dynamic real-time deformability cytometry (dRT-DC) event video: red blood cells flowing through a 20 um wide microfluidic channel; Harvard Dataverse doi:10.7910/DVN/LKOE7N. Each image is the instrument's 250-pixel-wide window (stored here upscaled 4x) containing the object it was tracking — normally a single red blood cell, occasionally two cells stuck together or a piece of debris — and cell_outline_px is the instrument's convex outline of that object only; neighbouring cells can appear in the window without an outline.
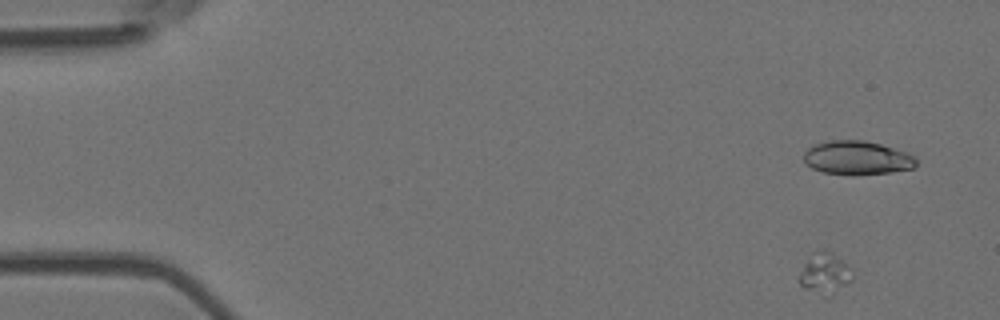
{"species": "Egyptian fruit bat (a non-hibernating species)", "species_latin": "Rousettus aegyptiacus", "temperature_condition": "room temperature", "stored_images_in_passage": 6, "camera_frame_rate_fps": 3000, "um_per_image_px": 0.085, "animal": {"sex": "female"}, "frame": {"image": 1, "passage_image": 1, "time_ms": 0.0, "image_size_px": [1000, 320], "cell_outline_px": [[852, 280], [832, 296], [804, 288], [800, 284], [800, 272], [804, 264], [808, 260], [820, 252], [828, 252], [852, 268]], "centroid_in_image_um": [70.15, 23.3], "position_along_channel_um": 14.8, "area_um2": 11.79}}
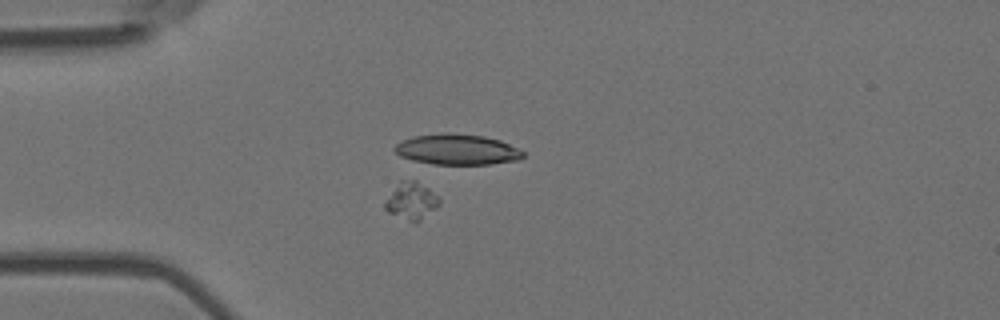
{"frame": {"image": 2, "passage_image": 4, "time_ms": 1.0, "image_size_px": [1000, 320], "cell_outline_px": [[440, 204], [436, 208], [416, 224], [388, 212], [384, 208], [384, 204], [400, 180], [416, 180], [440, 196]], "centroid_in_image_um": [35.01, 17.09], "position_along_channel_um": 50.0, "area_um2": 11.73}}